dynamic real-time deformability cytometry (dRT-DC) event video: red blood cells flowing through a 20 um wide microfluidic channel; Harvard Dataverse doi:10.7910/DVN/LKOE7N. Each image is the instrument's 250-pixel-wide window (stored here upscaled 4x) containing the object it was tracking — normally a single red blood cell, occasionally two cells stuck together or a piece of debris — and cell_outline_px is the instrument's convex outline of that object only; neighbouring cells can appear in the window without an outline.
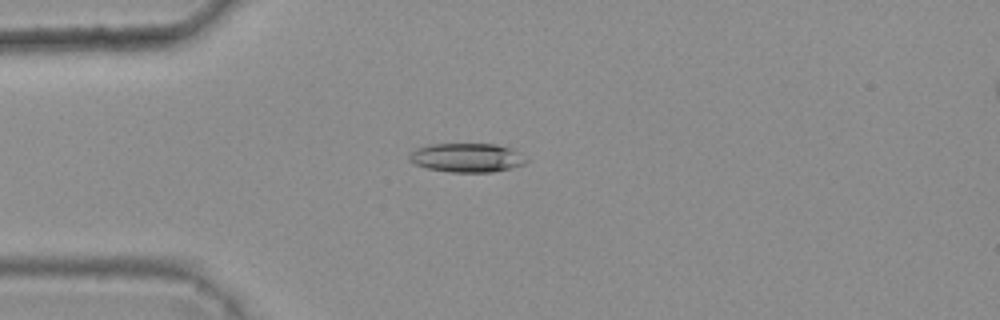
{"species": "common noctule bat (a hibernating species)", "species_latin": "Nyctalus noctula", "temperature_condition": "warm", "stored_images_in_passage": 3, "camera_frame_rate_fps": 3000, "um_per_image_px": 0.085, "animal": {"sex": "female", "body_mass_g": 25.1}, "frame": {"image": 1, "passage_image": 3, "time_ms": 0.667, "image_size_px": [1000, 320], "cell_outline_px": [[528, 160], [524, 164], [512, 168], [492, 172], [448, 172], [428, 168], [416, 164], [408, 160], [408, 156], [416, 148], [428, 144], [496, 144], [508, 148], [516, 152]], "centroid_in_image_um": [39.64, 13.41], "position_along_channel_um": 45.4, "area_um2": 19.59}}